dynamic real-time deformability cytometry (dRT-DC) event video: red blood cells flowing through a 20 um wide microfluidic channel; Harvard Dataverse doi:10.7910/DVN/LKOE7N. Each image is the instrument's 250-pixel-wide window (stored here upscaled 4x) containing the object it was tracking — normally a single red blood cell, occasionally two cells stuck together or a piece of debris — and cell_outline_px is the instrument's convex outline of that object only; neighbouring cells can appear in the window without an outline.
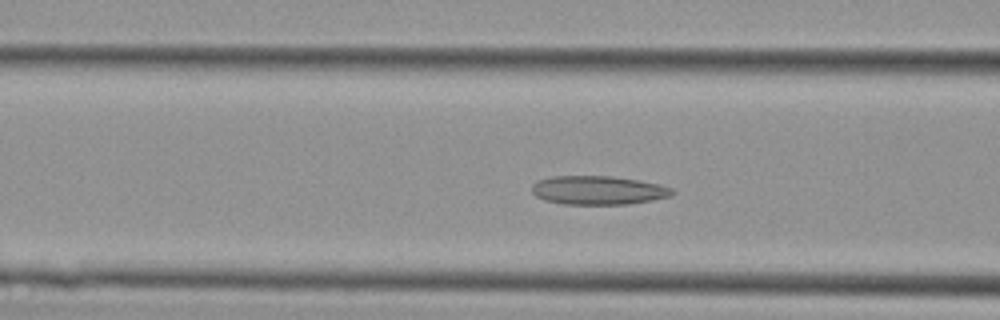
{"species": "Egyptian fruit bat (a non-hibernating species)", "species_latin": "Rousettus aegyptiacus", "temperature_condition": "cold", "stored_images_in_passage": 32, "camera_frame_rate_fps": 3000, "um_per_image_px": 0.085, "animal": {"sex": "female"}, "frame": {"image": 1, "passage_image": 5, "time_ms": 1.333, "image_size_px": [1000, 320], "cell_outline_px": [[676, 192], [672, 196], [652, 200], [628, 204], [564, 204], [544, 200], [536, 196], [532, 192], [532, 184], [536, 180], [552, 176], [612, 176], [640, 180], [660, 184], [672, 188]], "centroid_in_image_um": [50.86, 16.16], "position_along_channel_um": 115.7, "area_um2": 23.76}}
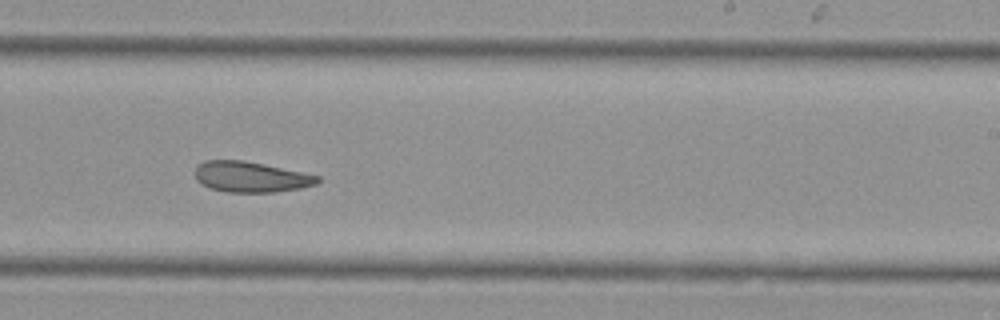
{"frame": {"image": 2, "passage_image": 15, "time_ms": 4.667, "image_size_px": [1000, 320], "cell_outline_px": [[320, 180], [316, 184], [300, 188], [276, 192], [228, 192], [208, 188], [200, 184], [196, 180], [196, 164], [204, 160], [244, 160], [264, 164], [320, 176]], "centroid_in_image_um": [21.28, 15.03], "position_along_channel_um": 267.7, "area_um2": 21.96}}
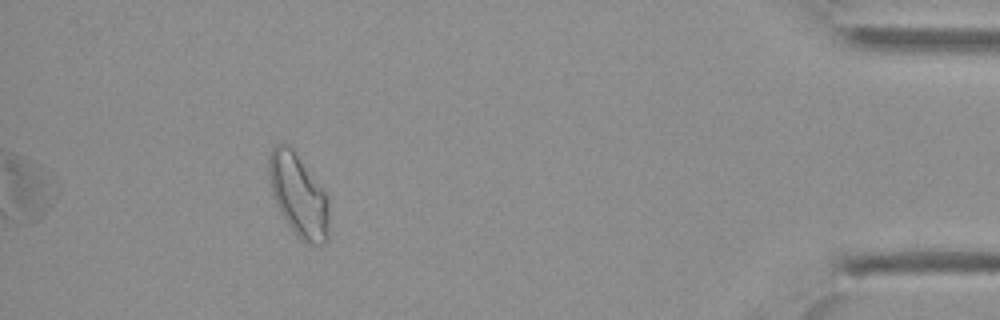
{"frame": {"image": 3, "passage_image": 28, "time_ms": 9.0, "image_size_px": [1000, 320], "cell_outline_px": [[328, 240], [324, 244], [304, 244], [296, 236], [280, 212], [276, 204], [272, 192], [268, 172], [268, 160], [272, 148], [276, 144], [288, 144], [292, 148], [328, 196]], "centroid_in_image_um": [25.37, 16.64], "position_along_channel_um": 409.8, "area_um2": 28.9}}